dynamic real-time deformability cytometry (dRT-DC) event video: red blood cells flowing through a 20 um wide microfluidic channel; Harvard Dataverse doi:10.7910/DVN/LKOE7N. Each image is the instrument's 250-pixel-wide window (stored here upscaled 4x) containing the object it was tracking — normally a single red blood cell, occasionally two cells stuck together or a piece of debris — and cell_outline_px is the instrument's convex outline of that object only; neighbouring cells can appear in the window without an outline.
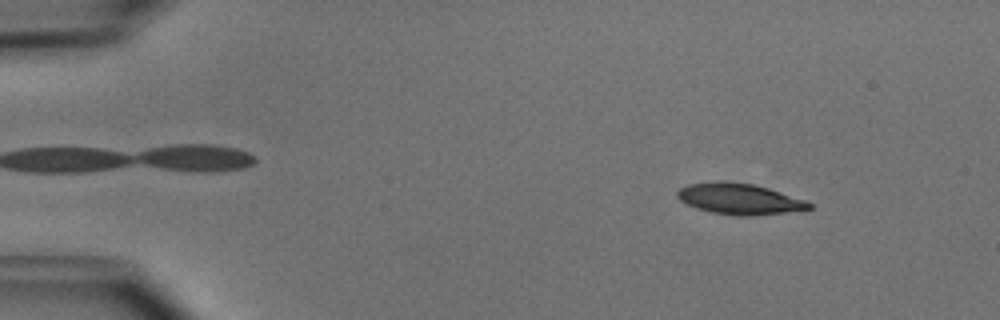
{"species": "common noctule bat (a hibernating species)", "species_latin": "Nyctalus noctula", "temperature_condition": "cold", "stored_images_in_passage": 50, "camera_frame_rate_fps": 3000, "um_per_image_px": 0.085, "animal": {"sex": "male", "body_mass_g": 15.6}, "frame": {"image": 1, "passage_image": 6, "time_ms": 1.667, "image_size_px": [1000, 320], "cell_outline_px": [[812, 208], [784, 212], [748, 216], [736, 216], [712, 212], [696, 208], [680, 200], [676, 196], [676, 192], [680, 188], [688, 184], [716, 180], [728, 180], [752, 184], [768, 188], [804, 200], [812, 204]], "centroid_in_image_um": [62.78, 16.88], "position_along_channel_um": 22.2, "area_um2": 23.7}}
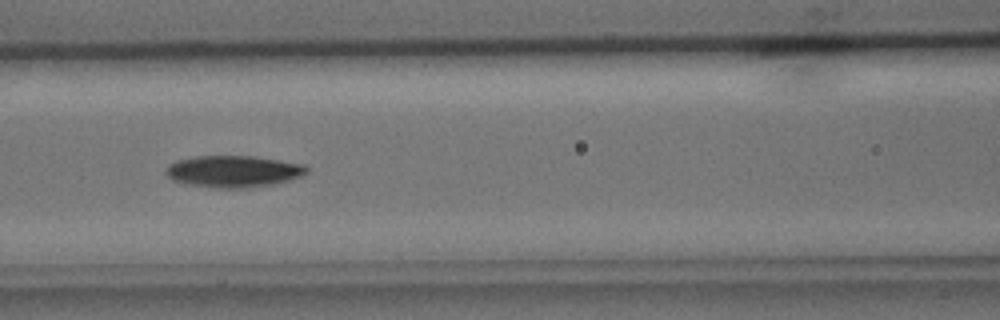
{"frame": {"image": 2, "passage_image": 22, "time_ms": 7.0, "image_size_px": [1000, 320], "cell_outline_px": [[308, 172], [300, 176], [288, 180], [272, 184], [248, 188], [212, 188], [184, 184], [172, 180], [164, 172], [168, 164], [176, 160], [196, 156], [256, 156], [304, 164], [308, 168]], "centroid_in_image_um": [19.8, 14.57], "position_along_channel_um": 146.8, "area_um2": 26.3}}
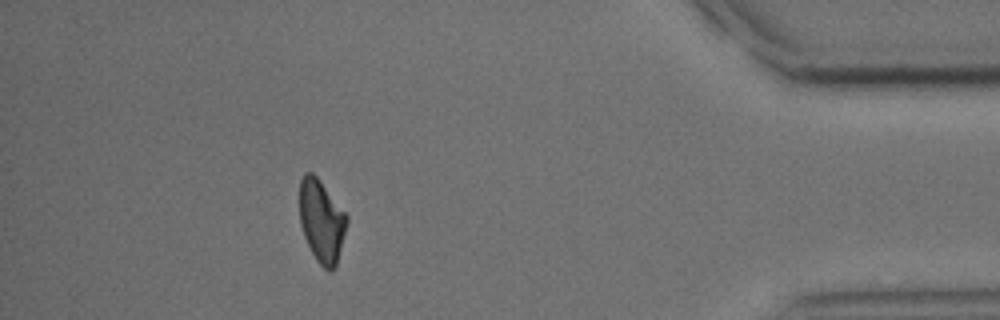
{"frame": {"image": 3, "passage_image": 45, "time_ms": 14.667, "image_size_px": [1000, 320], "cell_outline_px": [[348, 220], [336, 264], [332, 272], [328, 272], [316, 260], [304, 236], [300, 224], [300, 180], [304, 172], [312, 172], [316, 176], [348, 216]], "centroid_in_image_um": [27.32, 18.79], "position_along_channel_um": 407.9, "area_um2": 22.43}, "authors_computed_cell_mechanics": {"area_um2": 24.0159, "velocity_mm_per_s": 3.9938, "shape_relaxation_time_tau1_ms": 2.6853, "shape_relaxation_time_tau2_ms": null, "deformation_change_tau1": 0.1191, "deformation_change_tau2": null}}